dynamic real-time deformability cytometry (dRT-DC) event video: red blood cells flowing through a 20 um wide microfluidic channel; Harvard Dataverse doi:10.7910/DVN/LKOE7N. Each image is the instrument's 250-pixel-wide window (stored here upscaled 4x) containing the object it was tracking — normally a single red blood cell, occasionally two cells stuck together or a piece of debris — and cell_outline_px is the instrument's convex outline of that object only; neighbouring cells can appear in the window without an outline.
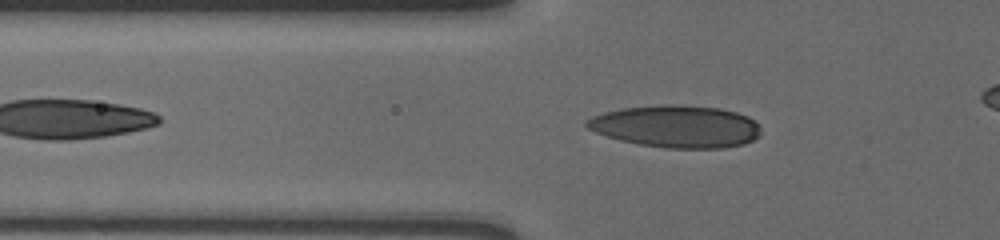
{"species": "human", "species_latin": "Homo sapiens", "temperature_condition": "cold", "stored_images_in_passage": 40, "camera_frame_rate_fps": 3000, "um_per_image_px": 0.085, "donor": {"sex": "male"}, "frame": {"image": 1, "passage_image": 7, "time_ms": 2.0, "image_size_px": [1000, 240], "cell_outline_px": [[760, 132], [752, 140], [744, 144], [724, 148], [668, 148], [640, 144], [620, 140], [596, 132], [588, 128], [584, 124], [584, 120], [592, 116], [604, 112], [624, 108], [664, 104], [720, 108], [736, 112], [748, 116], [760, 124]], "centroid_in_image_um": [57.48, 10.74], "position_along_channel_um": 68.3, "area_um2": 42.71}}
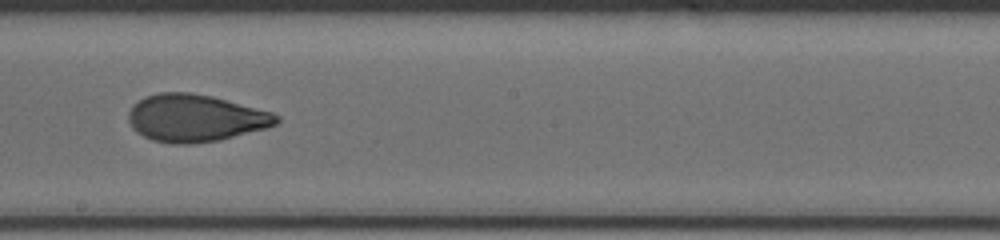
{"frame": {"image": 2, "passage_image": 21, "time_ms": 6.667, "image_size_px": [1000, 240], "cell_outline_px": [[280, 120], [276, 124], [264, 128], [220, 140], [188, 144], [172, 144], [152, 140], [136, 132], [132, 128], [128, 120], [128, 112], [132, 104], [144, 96], [160, 92], [188, 92], [212, 96], [272, 112], [280, 116]], "centroid_in_image_um": [16.56, 10.03], "position_along_channel_um": 231.6, "area_um2": 40.86}}
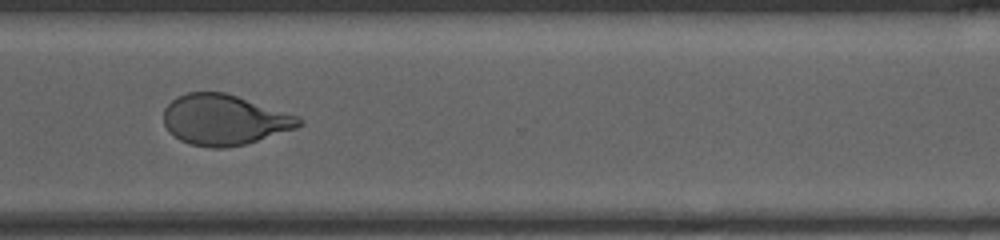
{"frame": {"image": 3, "passage_image": 31, "time_ms": 10.0, "image_size_px": [1000, 240], "cell_outline_px": [[304, 124], [296, 128], [244, 144], [224, 148], [212, 148], [192, 144], [180, 140], [168, 132], [164, 124], [164, 108], [176, 96], [188, 92], [224, 92], [300, 116], [304, 120]], "centroid_in_image_um": [19.06, 10.18], "position_along_channel_um": 351.5, "area_um2": 39.77}}